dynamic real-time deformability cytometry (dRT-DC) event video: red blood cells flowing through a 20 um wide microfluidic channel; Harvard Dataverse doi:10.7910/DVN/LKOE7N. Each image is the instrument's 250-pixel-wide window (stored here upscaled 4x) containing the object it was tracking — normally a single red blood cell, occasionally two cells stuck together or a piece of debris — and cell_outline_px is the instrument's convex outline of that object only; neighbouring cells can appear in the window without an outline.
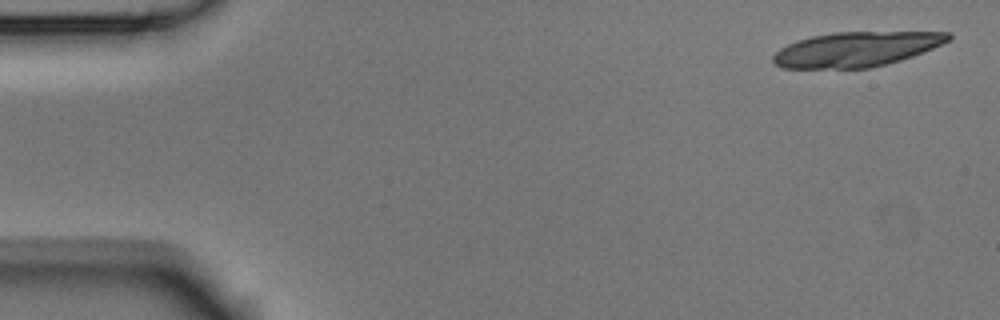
{"species": "Egyptian fruit bat (a non-hibernating species)", "species_latin": "Rousettus aegyptiacus", "temperature_condition": "room temperature", "stored_images_in_passage": 5, "camera_frame_rate_fps": 3000, "um_per_image_px": 0.085, "animal": {"sex": "male"}, "frame": {"image": 1, "passage_image": 1, "time_ms": 0.0, "image_size_px": [1000, 320], "cell_outline_px": [[952, 36], [948, 40], [924, 52], [900, 60], [872, 68], [784, 68], [772, 64], [772, 56], [780, 48], [796, 40], [812, 36], [832, 32], [952, 32]], "centroid_in_image_um": [72.74, 4.18], "position_along_channel_um": 12.3, "area_um2": 35.55}}